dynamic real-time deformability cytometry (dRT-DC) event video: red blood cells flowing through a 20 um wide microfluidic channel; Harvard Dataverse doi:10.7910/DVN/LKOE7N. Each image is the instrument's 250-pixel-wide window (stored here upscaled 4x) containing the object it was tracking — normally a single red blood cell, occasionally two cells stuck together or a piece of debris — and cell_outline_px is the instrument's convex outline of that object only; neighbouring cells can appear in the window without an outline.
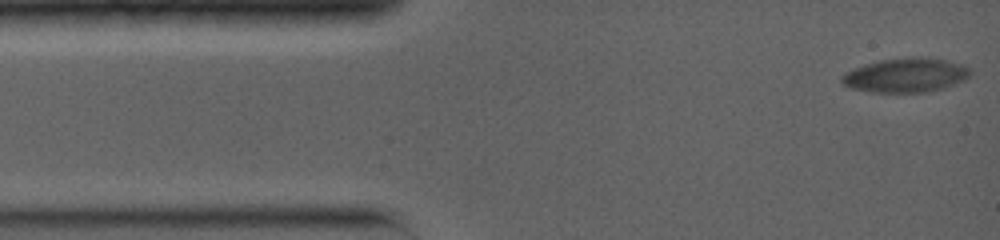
{"species": "common noctule bat (a hibernating species)", "species_latin": "Nyctalus noctula", "temperature_condition": "warm", "stored_images_in_passage": 65, "camera_frame_rate_fps": 5000, "um_per_image_px": 0.085, "animal": {"sex": "female", "body_mass_g": 19.0, "forearm_length_mm": 56.7}, "frame": {"image": 1, "passage_image": 1, "time_ms": 0.0, "image_size_px": [1000, 240], "cell_outline_px": [[972, 72], [964, 80], [944, 88], [928, 92], [872, 92], [852, 88], [844, 84], [840, 80], [840, 76], [844, 72], [864, 64], [880, 60], [912, 56], [924, 56], [964, 64]], "centroid_in_image_um": [76.98, 6.38], "position_along_channel_um": 8.0, "area_um2": 25.84}}
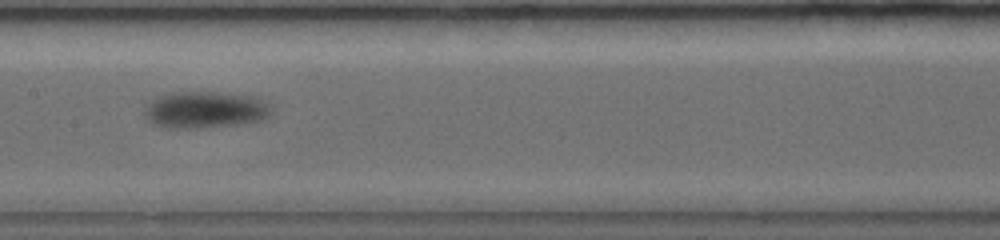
{"frame": {"image": 2, "passage_image": 30, "time_ms": 7.2, "image_size_px": [1000, 240], "cell_outline_px": [[272, 112], [268, 116], [260, 120], [236, 124], [196, 128], [164, 128], [152, 124], [144, 116], [144, 108], [156, 96], [168, 92], [216, 92], [256, 96], [272, 104]], "centroid_in_image_um": [17.42, 9.32], "position_along_channel_um": 190.0, "area_um2": 27.51}}
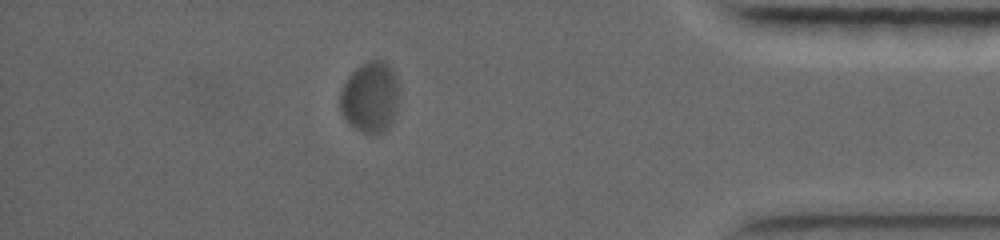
{"frame": {"image": 3, "passage_image": 49, "time_ms": 14.2, "image_size_px": [1000, 240], "cell_outline_px": [[400, 88], [396, 112], [388, 128], [384, 132], [364, 132], [356, 128], [344, 116], [340, 108], [340, 92], [348, 76], [356, 68], [368, 60], [384, 60], [392, 68], [396, 76]], "centroid_in_image_um": [31.5, 8.21], "position_along_channel_um": 403.7, "area_um2": 24.33}, "authors_computed_cell_mechanics": {"area_um2": 25.5476, "velocity_mm_per_s": 3.58, "shape_relaxation_time_tau1_ms": 1.1026, "shape_relaxation_time_tau2_ms": null, "deformation_change_tau1": 0.0886, "deformation_change_tau2": null}}